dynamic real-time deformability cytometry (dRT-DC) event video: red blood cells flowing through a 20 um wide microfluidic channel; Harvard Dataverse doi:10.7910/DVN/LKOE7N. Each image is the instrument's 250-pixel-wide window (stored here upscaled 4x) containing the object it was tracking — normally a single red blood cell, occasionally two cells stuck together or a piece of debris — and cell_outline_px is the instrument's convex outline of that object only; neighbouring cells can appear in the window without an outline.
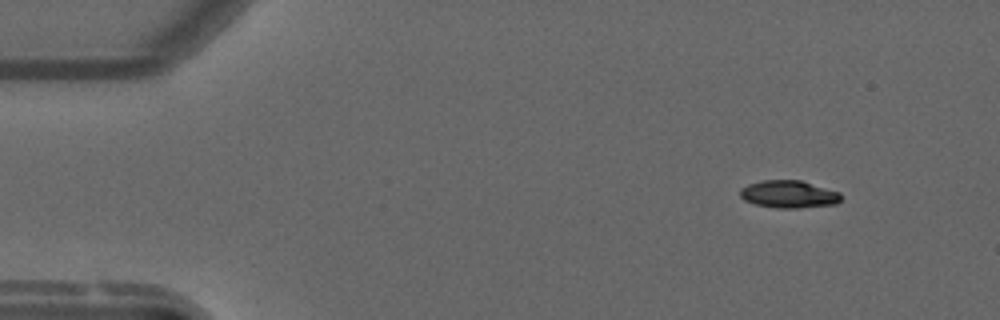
{"species": "common noctule bat (a hibernating species)", "species_latin": "Nyctalus noctula", "temperature_condition": "warm", "stored_images_in_passage": 50, "camera_frame_rate_fps": 3000, "um_per_image_px": 0.085, "animal": {"sex": "male", "forearm_length_mm": 52.5}, "frame": {"image": 1, "passage_image": 1, "time_ms": 0.0, "image_size_px": [1000, 320], "cell_outline_px": [[840, 200], [836, 204], [796, 208], [776, 208], [756, 204], [744, 200], [740, 196], [740, 188], [748, 184], [760, 180], [800, 180], [840, 192]], "centroid_in_image_um": [67.02, 16.5], "position_along_channel_um": 18.0, "area_um2": 16.13}}
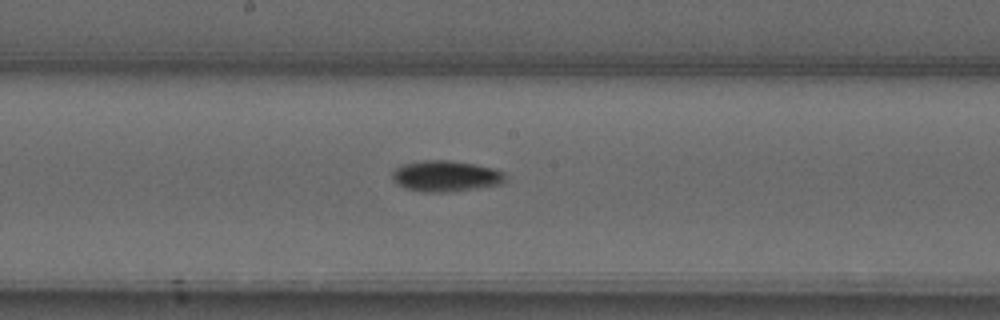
{"frame": {"image": 2, "passage_image": 24, "time_ms": 7.667, "image_size_px": [1000, 320], "cell_outline_px": [[508, 176], [504, 184], [448, 192], [420, 192], [408, 188], [392, 180], [392, 172], [396, 168], [404, 164], [424, 160], [448, 160], [476, 164], [492, 168], [504, 172]], "centroid_in_image_um": [37.95, 14.97], "position_along_channel_um": 210.3, "area_um2": 20.46}}
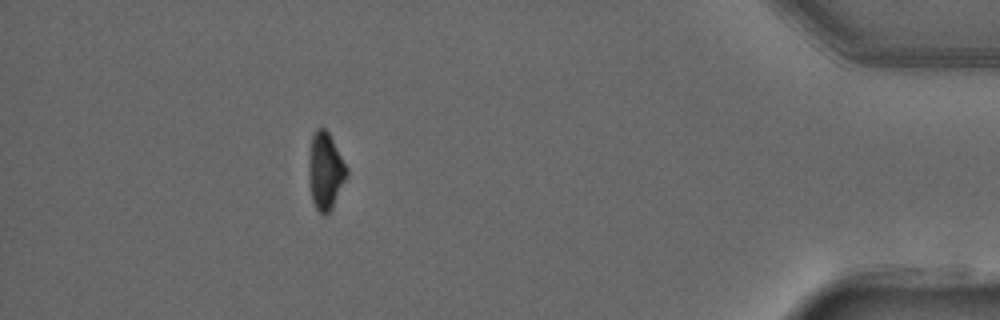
{"frame": {"image": 3, "passage_image": 44, "time_ms": 14.333, "image_size_px": [1000, 320], "cell_outline_px": [[348, 172], [332, 208], [328, 212], [320, 212], [316, 208], [312, 200], [308, 172], [308, 164], [312, 136], [316, 128], [324, 128], [328, 132], [348, 168]], "centroid_in_image_um": [27.65, 14.5], "position_along_channel_um": 407.6, "area_um2": 16.65}, "authors_computed_cell_mechanics": {"area_um2": 18.1492, "velocity_mm_per_s": 3.7736, "shape_relaxation_time_tau1_ms": 7.0736, "shape_relaxation_time_tau2_ms": null, "deformation_change_tau1": 0.2086, "deformation_change_tau2": null}}